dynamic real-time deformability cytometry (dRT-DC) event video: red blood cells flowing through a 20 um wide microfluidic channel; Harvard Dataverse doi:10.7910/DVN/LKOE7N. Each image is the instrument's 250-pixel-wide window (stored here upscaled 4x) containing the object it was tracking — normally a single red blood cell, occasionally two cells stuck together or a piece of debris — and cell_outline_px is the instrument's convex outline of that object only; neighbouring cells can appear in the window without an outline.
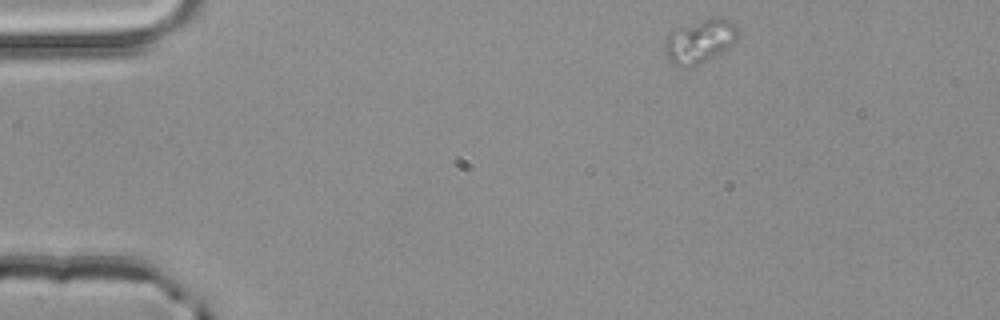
{"species": "common noctule bat (a hibernating species)", "species_latin": "Nyctalus noctula", "temperature_condition": "room temperature", "stored_images_in_passage": 45, "camera_frame_rate_fps": 3000, "um_per_image_px": 0.085, "animal": {"sex": "male", "body_mass_g": 20.4}, "frame": {"image": 1, "passage_image": 1, "time_ms": 0.0, "image_size_px": [1000, 320], "cell_outline_px": [[740, 32], [736, 40], [728, 48], [696, 64], [676, 64], [668, 60], [664, 52], [668, 36], [676, 28], [704, 20], [728, 20], [736, 24]], "centroid_in_image_um": [59.51, 3.48], "position_along_channel_um": 25.5, "area_um2": 17.46}}